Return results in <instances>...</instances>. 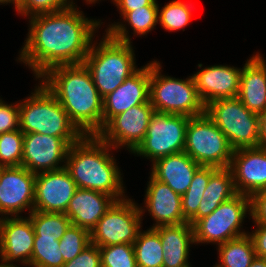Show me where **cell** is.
Segmentation results:
<instances>
[{
  "label": "cell",
  "mask_w": 266,
  "mask_h": 267,
  "mask_svg": "<svg viewBox=\"0 0 266 267\" xmlns=\"http://www.w3.org/2000/svg\"><path fill=\"white\" fill-rule=\"evenodd\" d=\"M28 19L29 31L18 61L32 70L36 80L52 67L83 63L96 30L103 23L84 16L76 3L65 10Z\"/></svg>",
  "instance_id": "cell-1"
},
{
  "label": "cell",
  "mask_w": 266,
  "mask_h": 267,
  "mask_svg": "<svg viewBox=\"0 0 266 267\" xmlns=\"http://www.w3.org/2000/svg\"><path fill=\"white\" fill-rule=\"evenodd\" d=\"M39 80L84 135H97L103 128V98L84 63L52 67Z\"/></svg>",
  "instance_id": "cell-2"
},
{
  "label": "cell",
  "mask_w": 266,
  "mask_h": 267,
  "mask_svg": "<svg viewBox=\"0 0 266 267\" xmlns=\"http://www.w3.org/2000/svg\"><path fill=\"white\" fill-rule=\"evenodd\" d=\"M112 149L97 135H84L70 145L65 168L78 188L103 192L118 201L127 197Z\"/></svg>",
  "instance_id": "cell-3"
},
{
  "label": "cell",
  "mask_w": 266,
  "mask_h": 267,
  "mask_svg": "<svg viewBox=\"0 0 266 267\" xmlns=\"http://www.w3.org/2000/svg\"><path fill=\"white\" fill-rule=\"evenodd\" d=\"M38 84L28 98L18 103L20 130L24 134L61 137L69 146L78 142L84 134L70 120L57 98L42 82Z\"/></svg>",
  "instance_id": "cell-4"
},
{
  "label": "cell",
  "mask_w": 266,
  "mask_h": 267,
  "mask_svg": "<svg viewBox=\"0 0 266 267\" xmlns=\"http://www.w3.org/2000/svg\"><path fill=\"white\" fill-rule=\"evenodd\" d=\"M133 49L131 43L114 40L108 33L99 43L92 42L83 63L102 98L115 91L138 69Z\"/></svg>",
  "instance_id": "cell-5"
},
{
  "label": "cell",
  "mask_w": 266,
  "mask_h": 267,
  "mask_svg": "<svg viewBox=\"0 0 266 267\" xmlns=\"http://www.w3.org/2000/svg\"><path fill=\"white\" fill-rule=\"evenodd\" d=\"M157 60L150 61L149 100L155 112L194 117L205 113L192 76L186 79L161 74Z\"/></svg>",
  "instance_id": "cell-6"
},
{
  "label": "cell",
  "mask_w": 266,
  "mask_h": 267,
  "mask_svg": "<svg viewBox=\"0 0 266 267\" xmlns=\"http://www.w3.org/2000/svg\"><path fill=\"white\" fill-rule=\"evenodd\" d=\"M184 152L200 166L229 168L234 149L224 133L204 113L190 117Z\"/></svg>",
  "instance_id": "cell-7"
},
{
  "label": "cell",
  "mask_w": 266,
  "mask_h": 267,
  "mask_svg": "<svg viewBox=\"0 0 266 267\" xmlns=\"http://www.w3.org/2000/svg\"><path fill=\"white\" fill-rule=\"evenodd\" d=\"M205 113L234 150L259 146V115L248 110L238 97L214 100L205 106Z\"/></svg>",
  "instance_id": "cell-8"
},
{
  "label": "cell",
  "mask_w": 266,
  "mask_h": 267,
  "mask_svg": "<svg viewBox=\"0 0 266 267\" xmlns=\"http://www.w3.org/2000/svg\"><path fill=\"white\" fill-rule=\"evenodd\" d=\"M247 213L251 216L250 196L237 193L193 225L195 244L220 245L247 235L249 232L241 229Z\"/></svg>",
  "instance_id": "cell-9"
},
{
  "label": "cell",
  "mask_w": 266,
  "mask_h": 267,
  "mask_svg": "<svg viewBox=\"0 0 266 267\" xmlns=\"http://www.w3.org/2000/svg\"><path fill=\"white\" fill-rule=\"evenodd\" d=\"M189 119L181 114L155 112L144 139L132 153L154 163L159 158L183 152Z\"/></svg>",
  "instance_id": "cell-10"
},
{
  "label": "cell",
  "mask_w": 266,
  "mask_h": 267,
  "mask_svg": "<svg viewBox=\"0 0 266 267\" xmlns=\"http://www.w3.org/2000/svg\"><path fill=\"white\" fill-rule=\"evenodd\" d=\"M138 205L131 198L115 201L91 230V244L98 247L133 244L142 227Z\"/></svg>",
  "instance_id": "cell-11"
},
{
  "label": "cell",
  "mask_w": 266,
  "mask_h": 267,
  "mask_svg": "<svg viewBox=\"0 0 266 267\" xmlns=\"http://www.w3.org/2000/svg\"><path fill=\"white\" fill-rule=\"evenodd\" d=\"M155 113L150 100L147 103L129 108L112 117L97 136L114 150L127 147L133 152L144 139L152 115Z\"/></svg>",
  "instance_id": "cell-12"
},
{
  "label": "cell",
  "mask_w": 266,
  "mask_h": 267,
  "mask_svg": "<svg viewBox=\"0 0 266 267\" xmlns=\"http://www.w3.org/2000/svg\"><path fill=\"white\" fill-rule=\"evenodd\" d=\"M35 177L23 166L0 167V218L20 216L25 209L29 214L33 211Z\"/></svg>",
  "instance_id": "cell-13"
},
{
  "label": "cell",
  "mask_w": 266,
  "mask_h": 267,
  "mask_svg": "<svg viewBox=\"0 0 266 267\" xmlns=\"http://www.w3.org/2000/svg\"><path fill=\"white\" fill-rule=\"evenodd\" d=\"M35 231L29 217L0 218V259L6 266H29L33 252ZM12 262V263H11Z\"/></svg>",
  "instance_id": "cell-14"
},
{
  "label": "cell",
  "mask_w": 266,
  "mask_h": 267,
  "mask_svg": "<svg viewBox=\"0 0 266 267\" xmlns=\"http://www.w3.org/2000/svg\"><path fill=\"white\" fill-rule=\"evenodd\" d=\"M69 147L61 137L24 134L21 166L35 174L63 168Z\"/></svg>",
  "instance_id": "cell-15"
},
{
  "label": "cell",
  "mask_w": 266,
  "mask_h": 267,
  "mask_svg": "<svg viewBox=\"0 0 266 267\" xmlns=\"http://www.w3.org/2000/svg\"><path fill=\"white\" fill-rule=\"evenodd\" d=\"M77 189L65 167L36 173L33 210L65 213Z\"/></svg>",
  "instance_id": "cell-16"
},
{
  "label": "cell",
  "mask_w": 266,
  "mask_h": 267,
  "mask_svg": "<svg viewBox=\"0 0 266 267\" xmlns=\"http://www.w3.org/2000/svg\"><path fill=\"white\" fill-rule=\"evenodd\" d=\"M229 169L237 193L252 196L266 190V148H240L233 152Z\"/></svg>",
  "instance_id": "cell-17"
},
{
  "label": "cell",
  "mask_w": 266,
  "mask_h": 267,
  "mask_svg": "<svg viewBox=\"0 0 266 267\" xmlns=\"http://www.w3.org/2000/svg\"><path fill=\"white\" fill-rule=\"evenodd\" d=\"M150 96V62L138 68L112 93L103 98V126L129 108L147 103Z\"/></svg>",
  "instance_id": "cell-18"
},
{
  "label": "cell",
  "mask_w": 266,
  "mask_h": 267,
  "mask_svg": "<svg viewBox=\"0 0 266 267\" xmlns=\"http://www.w3.org/2000/svg\"><path fill=\"white\" fill-rule=\"evenodd\" d=\"M242 68L228 65L203 67L192 75L197 93L206 106L210 102L238 97Z\"/></svg>",
  "instance_id": "cell-19"
},
{
  "label": "cell",
  "mask_w": 266,
  "mask_h": 267,
  "mask_svg": "<svg viewBox=\"0 0 266 267\" xmlns=\"http://www.w3.org/2000/svg\"><path fill=\"white\" fill-rule=\"evenodd\" d=\"M149 179L144 198L145 207L140 206L139 209L142 216L148 210L155 220L156 223L151 228L187 222L182 212L181 195L175 193L167 184L157 180L152 174Z\"/></svg>",
  "instance_id": "cell-20"
},
{
  "label": "cell",
  "mask_w": 266,
  "mask_h": 267,
  "mask_svg": "<svg viewBox=\"0 0 266 267\" xmlns=\"http://www.w3.org/2000/svg\"><path fill=\"white\" fill-rule=\"evenodd\" d=\"M116 200L103 192L78 188L69 201L65 215L73 225L89 232Z\"/></svg>",
  "instance_id": "cell-21"
},
{
  "label": "cell",
  "mask_w": 266,
  "mask_h": 267,
  "mask_svg": "<svg viewBox=\"0 0 266 267\" xmlns=\"http://www.w3.org/2000/svg\"><path fill=\"white\" fill-rule=\"evenodd\" d=\"M261 54L247 59L241 70L238 98L244 106L258 115L266 113V60Z\"/></svg>",
  "instance_id": "cell-22"
},
{
  "label": "cell",
  "mask_w": 266,
  "mask_h": 267,
  "mask_svg": "<svg viewBox=\"0 0 266 267\" xmlns=\"http://www.w3.org/2000/svg\"><path fill=\"white\" fill-rule=\"evenodd\" d=\"M199 167L200 165L183 151L157 159L152 163L150 174L182 196L191 185L194 173Z\"/></svg>",
  "instance_id": "cell-23"
},
{
  "label": "cell",
  "mask_w": 266,
  "mask_h": 267,
  "mask_svg": "<svg viewBox=\"0 0 266 267\" xmlns=\"http://www.w3.org/2000/svg\"><path fill=\"white\" fill-rule=\"evenodd\" d=\"M163 249V267H192L188 263L190 246L195 245L193 226L189 222L157 226Z\"/></svg>",
  "instance_id": "cell-24"
},
{
  "label": "cell",
  "mask_w": 266,
  "mask_h": 267,
  "mask_svg": "<svg viewBox=\"0 0 266 267\" xmlns=\"http://www.w3.org/2000/svg\"><path fill=\"white\" fill-rule=\"evenodd\" d=\"M237 194L232 172L229 168H219L211 177L199 203L197 214L189 221L193 226L199 219L212 213L221 203Z\"/></svg>",
  "instance_id": "cell-25"
},
{
  "label": "cell",
  "mask_w": 266,
  "mask_h": 267,
  "mask_svg": "<svg viewBox=\"0 0 266 267\" xmlns=\"http://www.w3.org/2000/svg\"><path fill=\"white\" fill-rule=\"evenodd\" d=\"M122 19L125 24L122 22L111 23L105 32L114 40L132 43L128 35L129 30H127L126 22L133 30V35L144 36L158 24V6H142L139 9L129 11Z\"/></svg>",
  "instance_id": "cell-26"
},
{
  "label": "cell",
  "mask_w": 266,
  "mask_h": 267,
  "mask_svg": "<svg viewBox=\"0 0 266 267\" xmlns=\"http://www.w3.org/2000/svg\"><path fill=\"white\" fill-rule=\"evenodd\" d=\"M216 267H249L256 258L251 237L247 234L218 245Z\"/></svg>",
  "instance_id": "cell-27"
},
{
  "label": "cell",
  "mask_w": 266,
  "mask_h": 267,
  "mask_svg": "<svg viewBox=\"0 0 266 267\" xmlns=\"http://www.w3.org/2000/svg\"><path fill=\"white\" fill-rule=\"evenodd\" d=\"M137 267H163V249L158 231L149 228L138 232L133 243Z\"/></svg>",
  "instance_id": "cell-28"
},
{
  "label": "cell",
  "mask_w": 266,
  "mask_h": 267,
  "mask_svg": "<svg viewBox=\"0 0 266 267\" xmlns=\"http://www.w3.org/2000/svg\"><path fill=\"white\" fill-rule=\"evenodd\" d=\"M219 168L212 166H200L194 173L191 185L181 196V205L184 219L189 222L196 214L203 193L206 190L210 177Z\"/></svg>",
  "instance_id": "cell-29"
},
{
  "label": "cell",
  "mask_w": 266,
  "mask_h": 267,
  "mask_svg": "<svg viewBox=\"0 0 266 267\" xmlns=\"http://www.w3.org/2000/svg\"><path fill=\"white\" fill-rule=\"evenodd\" d=\"M28 217L33 224L35 236L58 238V240L72 224L65 213L33 210Z\"/></svg>",
  "instance_id": "cell-30"
},
{
  "label": "cell",
  "mask_w": 266,
  "mask_h": 267,
  "mask_svg": "<svg viewBox=\"0 0 266 267\" xmlns=\"http://www.w3.org/2000/svg\"><path fill=\"white\" fill-rule=\"evenodd\" d=\"M64 263L58 238L34 237L29 267H62Z\"/></svg>",
  "instance_id": "cell-31"
},
{
  "label": "cell",
  "mask_w": 266,
  "mask_h": 267,
  "mask_svg": "<svg viewBox=\"0 0 266 267\" xmlns=\"http://www.w3.org/2000/svg\"><path fill=\"white\" fill-rule=\"evenodd\" d=\"M190 6L181 0H172L161 10L158 6V23L169 32L185 28L192 19Z\"/></svg>",
  "instance_id": "cell-32"
},
{
  "label": "cell",
  "mask_w": 266,
  "mask_h": 267,
  "mask_svg": "<svg viewBox=\"0 0 266 267\" xmlns=\"http://www.w3.org/2000/svg\"><path fill=\"white\" fill-rule=\"evenodd\" d=\"M90 244V232L85 228L71 224L59 240V248L64 262L74 259Z\"/></svg>",
  "instance_id": "cell-33"
},
{
  "label": "cell",
  "mask_w": 266,
  "mask_h": 267,
  "mask_svg": "<svg viewBox=\"0 0 266 267\" xmlns=\"http://www.w3.org/2000/svg\"><path fill=\"white\" fill-rule=\"evenodd\" d=\"M23 138L20 129L0 134V167L21 166Z\"/></svg>",
  "instance_id": "cell-34"
},
{
  "label": "cell",
  "mask_w": 266,
  "mask_h": 267,
  "mask_svg": "<svg viewBox=\"0 0 266 267\" xmlns=\"http://www.w3.org/2000/svg\"><path fill=\"white\" fill-rule=\"evenodd\" d=\"M102 267H137L133 244L99 247Z\"/></svg>",
  "instance_id": "cell-35"
},
{
  "label": "cell",
  "mask_w": 266,
  "mask_h": 267,
  "mask_svg": "<svg viewBox=\"0 0 266 267\" xmlns=\"http://www.w3.org/2000/svg\"><path fill=\"white\" fill-rule=\"evenodd\" d=\"M73 4V0H19L14 9L18 14L29 18L38 14L62 11Z\"/></svg>",
  "instance_id": "cell-36"
},
{
  "label": "cell",
  "mask_w": 266,
  "mask_h": 267,
  "mask_svg": "<svg viewBox=\"0 0 266 267\" xmlns=\"http://www.w3.org/2000/svg\"><path fill=\"white\" fill-rule=\"evenodd\" d=\"M20 129L19 104L0 99V134Z\"/></svg>",
  "instance_id": "cell-37"
},
{
  "label": "cell",
  "mask_w": 266,
  "mask_h": 267,
  "mask_svg": "<svg viewBox=\"0 0 266 267\" xmlns=\"http://www.w3.org/2000/svg\"><path fill=\"white\" fill-rule=\"evenodd\" d=\"M62 267H102L99 247L90 244L74 259L65 262Z\"/></svg>",
  "instance_id": "cell-38"
},
{
  "label": "cell",
  "mask_w": 266,
  "mask_h": 267,
  "mask_svg": "<svg viewBox=\"0 0 266 267\" xmlns=\"http://www.w3.org/2000/svg\"><path fill=\"white\" fill-rule=\"evenodd\" d=\"M251 219L254 223L266 224V190L254 193L251 197Z\"/></svg>",
  "instance_id": "cell-39"
},
{
  "label": "cell",
  "mask_w": 266,
  "mask_h": 267,
  "mask_svg": "<svg viewBox=\"0 0 266 267\" xmlns=\"http://www.w3.org/2000/svg\"><path fill=\"white\" fill-rule=\"evenodd\" d=\"M255 226L257 228L248 235L253 241L256 257L266 258V224L255 223Z\"/></svg>",
  "instance_id": "cell-40"
},
{
  "label": "cell",
  "mask_w": 266,
  "mask_h": 267,
  "mask_svg": "<svg viewBox=\"0 0 266 267\" xmlns=\"http://www.w3.org/2000/svg\"><path fill=\"white\" fill-rule=\"evenodd\" d=\"M117 6L120 17H124L129 11L139 9L142 6H159L157 0H112Z\"/></svg>",
  "instance_id": "cell-41"
},
{
  "label": "cell",
  "mask_w": 266,
  "mask_h": 267,
  "mask_svg": "<svg viewBox=\"0 0 266 267\" xmlns=\"http://www.w3.org/2000/svg\"><path fill=\"white\" fill-rule=\"evenodd\" d=\"M259 146L266 148V113L259 115Z\"/></svg>",
  "instance_id": "cell-42"
},
{
  "label": "cell",
  "mask_w": 266,
  "mask_h": 267,
  "mask_svg": "<svg viewBox=\"0 0 266 267\" xmlns=\"http://www.w3.org/2000/svg\"><path fill=\"white\" fill-rule=\"evenodd\" d=\"M249 267H266V258L256 257Z\"/></svg>",
  "instance_id": "cell-43"
},
{
  "label": "cell",
  "mask_w": 266,
  "mask_h": 267,
  "mask_svg": "<svg viewBox=\"0 0 266 267\" xmlns=\"http://www.w3.org/2000/svg\"><path fill=\"white\" fill-rule=\"evenodd\" d=\"M10 4V3H12V4H14L13 6H15L16 5V0H0V5H7V4Z\"/></svg>",
  "instance_id": "cell-44"
},
{
  "label": "cell",
  "mask_w": 266,
  "mask_h": 267,
  "mask_svg": "<svg viewBox=\"0 0 266 267\" xmlns=\"http://www.w3.org/2000/svg\"><path fill=\"white\" fill-rule=\"evenodd\" d=\"M85 1H86L87 4H93V3L95 4L100 0H85Z\"/></svg>",
  "instance_id": "cell-45"
},
{
  "label": "cell",
  "mask_w": 266,
  "mask_h": 267,
  "mask_svg": "<svg viewBox=\"0 0 266 267\" xmlns=\"http://www.w3.org/2000/svg\"><path fill=\"white\" fill-rule=\"evenodd\" d=\"M0 267H9V266H6L3 262H1Z\"/></svg>",
  "instance_id": "cell-46"
}]
</instances>
